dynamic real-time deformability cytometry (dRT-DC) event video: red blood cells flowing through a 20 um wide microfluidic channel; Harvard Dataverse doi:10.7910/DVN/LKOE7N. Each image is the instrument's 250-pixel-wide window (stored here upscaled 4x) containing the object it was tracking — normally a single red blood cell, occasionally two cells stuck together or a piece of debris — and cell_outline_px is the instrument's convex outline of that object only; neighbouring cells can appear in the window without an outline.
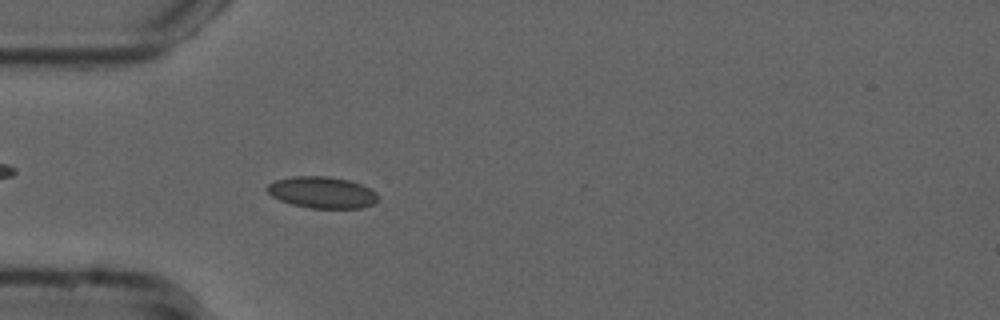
{"species": "common noctule bat (a hibernating species)", "species_latin": "Nyctalus noctula", "temperature_condition": "cold", "stored_images_in_passage": 54, "camera_frame_rate_fps": 3000, "um_per_image_px": 0.085, "animal": {"sex": "male", "forearm_length_mm": 52.5}, "frame": {"image": 1, "passage_image": 16, "time_ms": 5.0, "image_size_px": [1000, 320], "cell_outline_px": [[380, 196], [372, 204], [360, 208], [308, 208], [292, 204], [280, 200], [272, 196], [264, 188], [268, 184], [276, 180], [292, 176], [328, 176], [348, 180], [372, 188]], "centroid_in_image_um": [27.37, 16.35], "position_along_channel_um": 57.6, "area_um2": 20.46}}
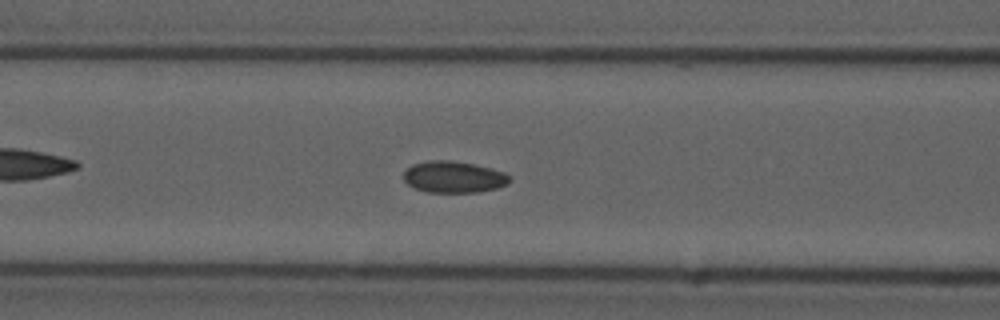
{"frame": {"image": 2, "passage_image": 22, "time_ms": 7.0, "image_size_px": [1000, 320], "cell_outline_px": [[512, 180], [508, 184], [496, 188], [476, 192], [428, 192], [416, 188], [408, 184], [404, 180], [404, 172], [412, 164], [428, 160], [448, 160], [472, 164], [504, 172]], "centroid_in_image_um": [38.55, 15.04], "position_along_channel_um": 128.0, "area_um2": 19.25}}
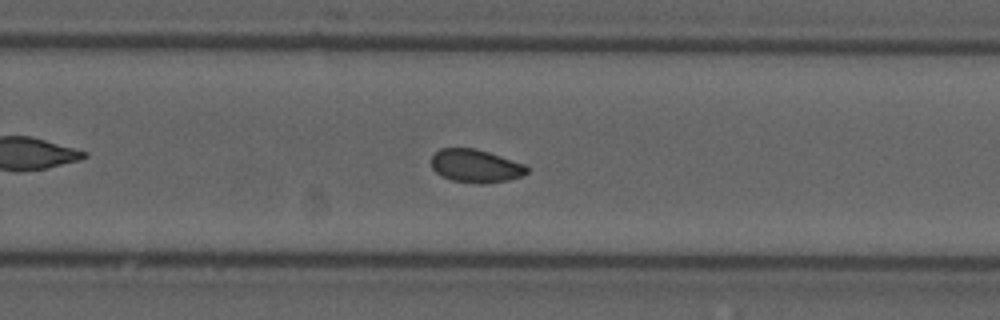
{"frame": {"image": 3, "passage_image": 35, "time_ms": 11.333, "image_size_px": [1000, 320], "cell_outline_px": [[528, 172], [520, 176], [508, 180], [480, 184], [452, 180], [436, 172], [432, 168], [432, 156], [440, 148], [476, 148], [528, 164]], "centroid_in_image_um": [40.47, 14.09], "position_along_channel_um": 289.3, "area_um2": 18.5}, "authors_computed_cell_mechanics": {"area_um2": 19.1029, "velocity_mm_per_s": 3.7373, "shape_relaxation_time_tau1_ms": null, "shape_relaxation_time_tau2_ms": 1.7943, "deformation_change_tau1": null, "deformation_change_tau2": 0.0488}}